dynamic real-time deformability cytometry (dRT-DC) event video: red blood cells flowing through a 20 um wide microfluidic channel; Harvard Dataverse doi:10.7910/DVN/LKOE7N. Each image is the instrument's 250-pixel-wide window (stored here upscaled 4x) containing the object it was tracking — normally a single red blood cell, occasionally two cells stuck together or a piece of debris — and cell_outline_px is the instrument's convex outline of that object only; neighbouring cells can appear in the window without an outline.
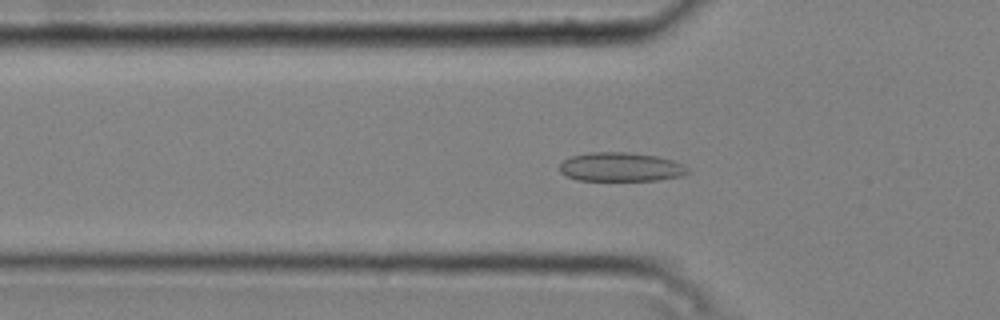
{"species": "common noctule bat (a hibernating species)", "species_latin": "Nyctalus noctula", "temperature_condition": "cold", "stored_images_in_passage": 50, "camera_frame_rate_fps": 3000, "um_per_image_px": 0.085, "animal": {"sex": "male", "body_mass_g": 20.4}, "frame": {"image": 1, "passage_image": 17, "time_ms": 5.333, "image_size_px": [1000, 320], "cell_outline_px": [[692, 172], [680, 176], [656, 180], [576, 180], [560, 172], [560, 164], [564, 160], [572, 156], [588, 152], [628, 152], [656, 156], [672, 160], [684, 164]], "centroid_in_image_um": [52.79, 14.19], "position_along_channel_um": 73.0, "area_um2": 21.62}}
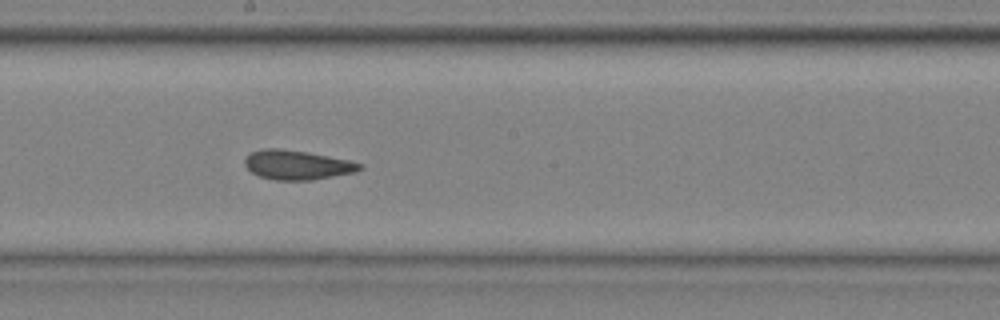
{"frame": {"image": 2, "passage_image": 29, "time_ms": 9.333, "image_size_px": [1000, 320], "cell_outline_px": [[364, 168], [356, 172], [312, 180], [276, 180], [260, 176], [252, 172], [244, 164], [244, 160], [252, 152], [264, 148], [280, 148], [308, 152], [348, 160], [364, 164]], "centroid_in_image_um": [25.29, 14.02], "position_along_channel_um": 222.9, "area_um2": 19.65}}
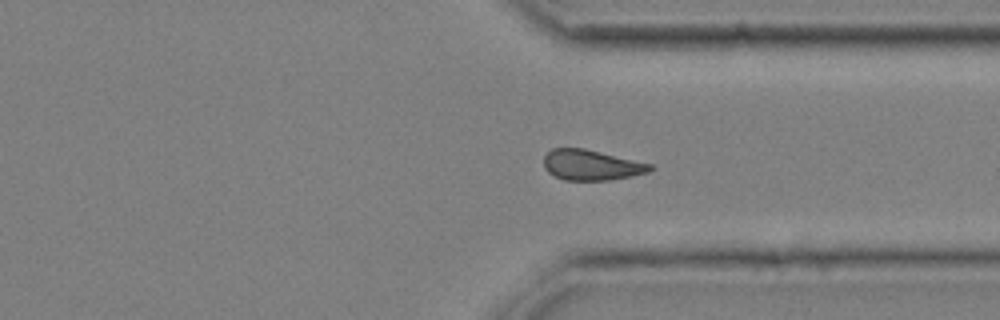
{"frame": {"image": 3, "passage_image": 40, "time_ms": 13.0, "image_size_px": [1000, 320], "cell_outline_px": [[656, 168], [648, 172], [632, 176], [612, 180], [564, 180], [548, 172], [544, 168], [544, 156], [552, 148], [584, 148], [652, 164]], "centroid_in_image_um": [50.28, 14.03], "position_along_channel_um": 361.1, "area_um2": 18.9}}